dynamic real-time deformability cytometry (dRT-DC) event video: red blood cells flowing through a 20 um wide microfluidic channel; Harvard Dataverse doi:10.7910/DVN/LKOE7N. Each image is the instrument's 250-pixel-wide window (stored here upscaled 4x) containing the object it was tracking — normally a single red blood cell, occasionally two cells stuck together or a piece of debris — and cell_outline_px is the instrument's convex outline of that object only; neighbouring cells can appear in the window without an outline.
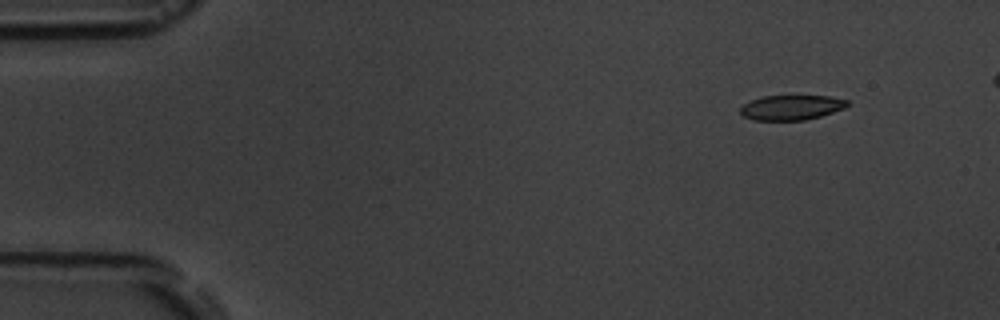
{"species": "common noctule bat (a hibernating species)", "species_latin": "Nyctalus noctula", "temperature_condition": "room temperature", "stored_images_in_passage": 5, "camera_frame_rate_fps": 3000, "um_per_image_px": 0.085, "animal": {"sex": "male", "body_mass_g": 19.5, "forearm_length_mm": 54.6}, "frame": {"image": 1, "passage_image": 1, "time_ms": 0.0, "image_size_px": [1000, 320], "cell_outline_px": [[848, 104], [844, 108], [820, 116], [804, 120], [752, 120], [744, 116], [740, 112], [740, 108], [744, 104], [752, 100], [764, 96], [828, 96], [848, 100]], "centroid_in_image_um": [67.25, 9.14], "position_along_channel_um": 17.7, "area_um2": 15.32}}